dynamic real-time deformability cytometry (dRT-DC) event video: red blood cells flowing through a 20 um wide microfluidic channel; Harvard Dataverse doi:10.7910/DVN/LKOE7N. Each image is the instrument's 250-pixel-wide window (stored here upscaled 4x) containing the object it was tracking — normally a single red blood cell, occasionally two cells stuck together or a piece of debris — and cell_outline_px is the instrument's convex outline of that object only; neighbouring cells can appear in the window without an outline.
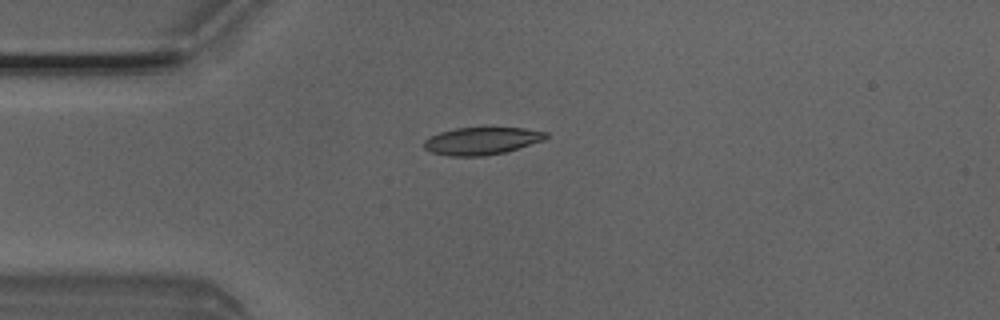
{"species": "Egyptian fruit bat (a non-hibernating species)", "species_latin": "Rousettus aegyptiacus", "temperature_condition": "room temperature", "stored_images_in_passage": 1, "camera_frame_rate_fps": 3000, "um_per_image_px": 0.085, "animal": {"sex": "male"}, "frame": {"image": 1, "passage_image": 1, "time_ms": 0.0, "image_size_px": [1000, 320], "cell_outline_px": [[548, 136], [544, 140], [504, 152], [484, 156], [448, 156], [432, 152], [424, 148], [424, 140], [440, 132], [456, 128], [488, 124], [524, 128], [548, 132]], "centroid_in_image_um": [40.98, 11.92], "position_along_channel_um": 44.0, "area_um2": 20.29}}